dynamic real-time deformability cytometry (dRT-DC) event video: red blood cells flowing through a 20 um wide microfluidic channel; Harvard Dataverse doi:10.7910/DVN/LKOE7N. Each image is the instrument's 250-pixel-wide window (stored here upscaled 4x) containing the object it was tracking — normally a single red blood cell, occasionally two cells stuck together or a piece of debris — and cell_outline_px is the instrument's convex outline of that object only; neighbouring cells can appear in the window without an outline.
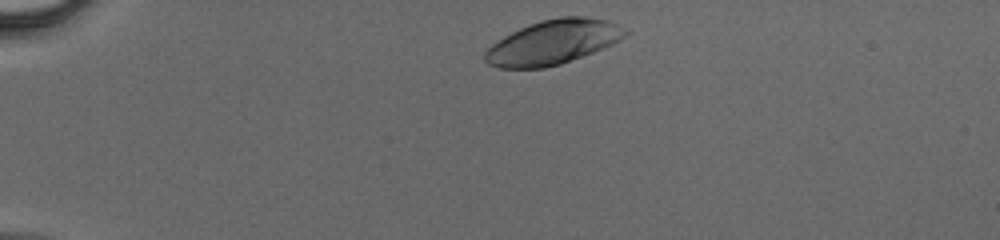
{"species": "human", "species_latin": "Homo sapiens", "temperature_condition": "cold", "stored_images_in_passage": 32, "camera_frame_rate_fps": 3000, "um_per_image_px": 0.085, "donor": {"sex": "male"}, "frame": {"image": 1, "passage_image": 1, "time_ms": 0.0, "image_size_px": [1000, 240], "cell_outline_px": [[628, 32], [620, 40], [612, 44], [592, 52], [560, 64], [544, 68], [500, 68], [488, 64], [484, 60], [484, 52], [492, 44], [504, 36], [528, 24], [540, 20], [560, 16], [584, 16], [608, 20], [624, 28]], "centroid_in_image_um": [46.98, 3.58], "position_along_channel_um": 38.0, "area_um2": 36.13}}
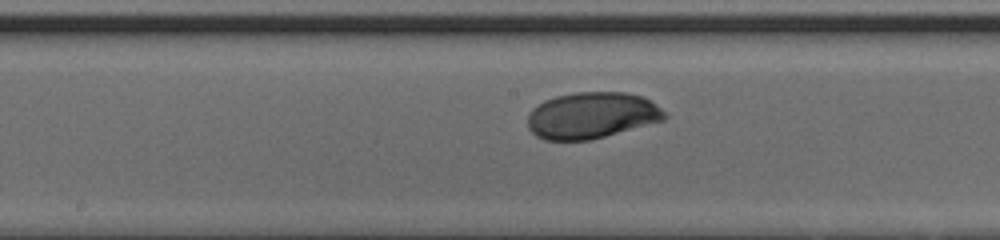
{"frame": {"image": 2, "passage_image": 16, "time_ms": 5.0, "image_size_px": [1000, 240], "cell_outline_px": [[668, 116], [664, 120], [592, 140], [544, 140], [536, 136], [528, 128], [528, 112], [532, 108], [544, 100], [556, 96], [576, 92], [624, 92], [644, 96], [652, 100]], "centroid_in_image_um": [50.29, 9.8], "position_along_channel_um": 197.9, "area_um2": 37.28}}
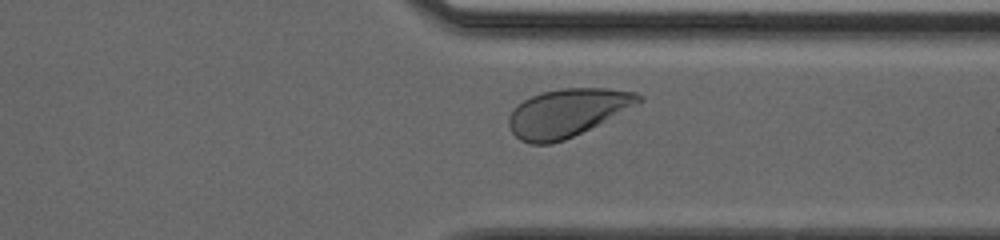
{"frame": {"image": 3, "passage_image": 27, "time_ms": 8.667, "image_size_px": [1000, 240], "cell_outline_px": [[644, 100], [564, 140], [552, 144], [528, 144], [520, 140], [512, 132], [508, 124], [508, 116], [524, 100], [532, 96], [544, 92], [564, 88], [608, 88], [636, 92], [644, 96]], "centroid_in_image_um": [48.19, 9.58], "position_along_channel_um": 363.2, "area_um2": 35.49}}